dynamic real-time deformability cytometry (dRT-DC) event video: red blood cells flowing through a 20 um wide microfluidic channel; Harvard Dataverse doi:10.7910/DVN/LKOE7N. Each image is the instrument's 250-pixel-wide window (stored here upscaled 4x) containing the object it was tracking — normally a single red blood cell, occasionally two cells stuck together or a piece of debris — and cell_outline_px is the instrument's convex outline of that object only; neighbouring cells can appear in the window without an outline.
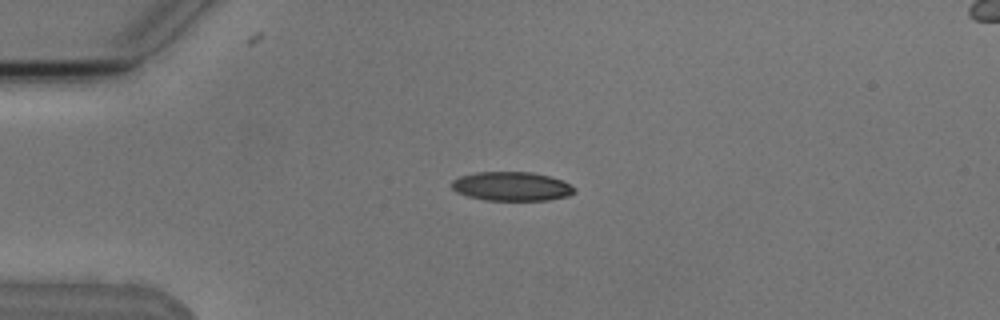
{"species": "Egyptian fruit bat (a non-hibernating species)", "species_latin": "Rousettus aegyptiacus", "temperature_condition": "cold", "stored_images_in_passage": 5, "camera_frame_rate_fps": 3000, "um_per_image_px": 0.085, "animal": {"sex": "male"}, "frame": {"image": 1, "passage_image": 4, "time_ms": 4.333, "image_size_px": [1000, 320], "cell_outline_px": [[576, 192], [568, 196], [548, 200], [484, 200], [468, 196], [456, 192], [452, 188], [452, 180], [460, 176], [476, 172], [532, 172], [548, 176], [560, 180], [576, 188]], "centroid_in_image_um": [43.48, 15.84], "position_along_channel_um": 41.5, "area_um2": 20.69}}